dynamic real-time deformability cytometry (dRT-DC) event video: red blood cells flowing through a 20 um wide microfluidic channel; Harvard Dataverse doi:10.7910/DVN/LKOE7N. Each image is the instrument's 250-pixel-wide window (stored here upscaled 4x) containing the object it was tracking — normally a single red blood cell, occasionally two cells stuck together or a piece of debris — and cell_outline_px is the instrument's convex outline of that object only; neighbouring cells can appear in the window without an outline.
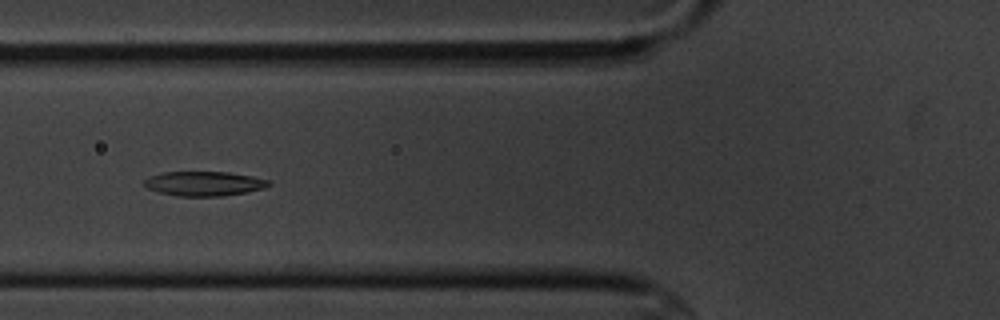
{"species": "common noctule bat (a hibernating species)", "species_latin": "Nyctalus noctula", "temperature_condition": "cold", "stored_images_in_passage": 12, "camera_frame_rate_fps": 3000, "um_per_image_px": 0.085, "animal": {"sex": "male", "body_mass_g": 20.1, "forearm_length_mm": 53.5}, "frame": {"image": 1, "passage_image": 7, "time_ms": 7.0, "image_size_px": [1000, 320], "cell_outline_px": [[272, 184], [264, 188], [248, 192], [220, 196], [176, 196], [160, 192], [148, 188], [144, 184], [144, 180], [148, 176], [164, 172], [228, 172], [252, 176], [268, 180]], "centroid_in_image_um": [17.35, 15.6], "position_along_channel_um": 108.4, "area_um2": 17.74}}
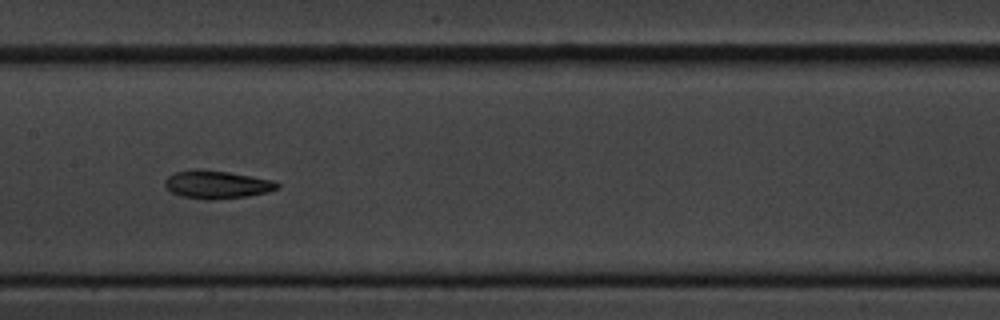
{"frame": {"image": 2, "passage_image": 9, "time_ms": 9.333, "image_size_px": [1000, 320], "cell_outline_px": [[280, 188], [268, 192], [248, 196], [212, 200], [208, 200], [180, 196], [172, 192], [164, 184], [164, 180], [168, 176], [176, 172], [228, 172], [276, 180], [280, 184]], "centroid_in_image_um": [18.53, 15.73], "position_along_channel_um": 188.9, "area_um2": 17.8}}
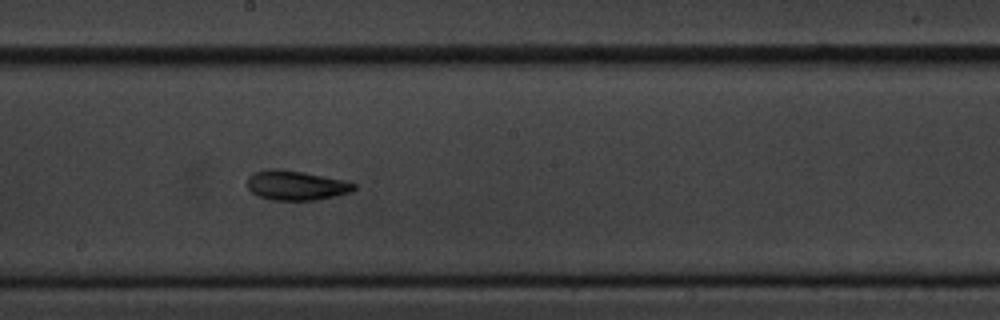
{"frame": {"image": 3, "passage_image": 10, "time_ms": 10.333, "image_size_px": [1000, 320], "cell_outline_px": [[356, 188], [348, 192], [336, 196], [316, 200], [272, 200], [260, 196], [252, 192], [248, 188], [248, 176], [252, 172], [268, 168], [276, 168], [304, 172], [340, 180], [356, 184]], "centroid_in_image_um": [25.11, 15.75], "position_along_channel_um": 223.1, "area_um2": 18.26}}